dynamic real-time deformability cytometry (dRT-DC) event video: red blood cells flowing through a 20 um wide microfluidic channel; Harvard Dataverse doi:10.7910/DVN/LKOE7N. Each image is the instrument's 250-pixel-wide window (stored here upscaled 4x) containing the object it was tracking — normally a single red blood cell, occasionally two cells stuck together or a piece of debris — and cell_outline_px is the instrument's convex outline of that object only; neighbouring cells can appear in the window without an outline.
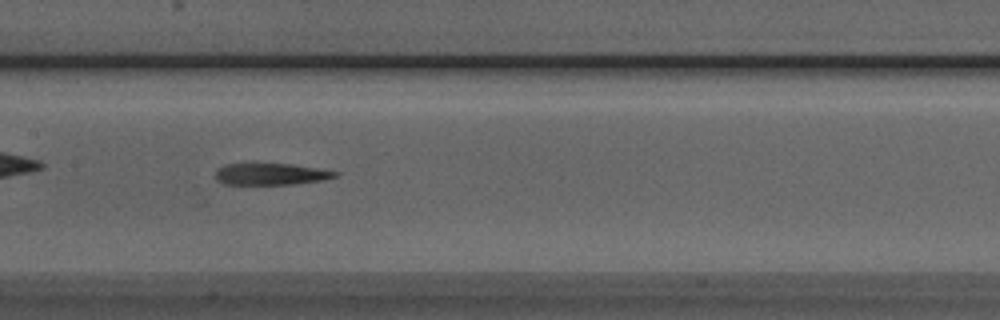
{"species": "Egyptian fruit bat (a non-hibernating species)", "species_latin": "Rousettus aegyptiacus", "temperature_condition": "room temperature", "stored_images_in_passage": 38, "camera_frame_rate_fps": 3000, "um_per_image_px": 0.085, "animal": {"sex": "male"}, "frame": {"image": 1, "passage_image": 11, "time_ms": 3.333, "image_size_px": [1000, 320], "cell_outline_px": [[340, 172], [336, 176], [320, 180], [292, 184], [224, 184], [216, 180], [216, 168], [224, 164], [256, 160], [292, 164]], "centroid_in_image_um": [22.9, 14.73], "position_along_channel_um": 184.5, "area_um2": 15.9}}
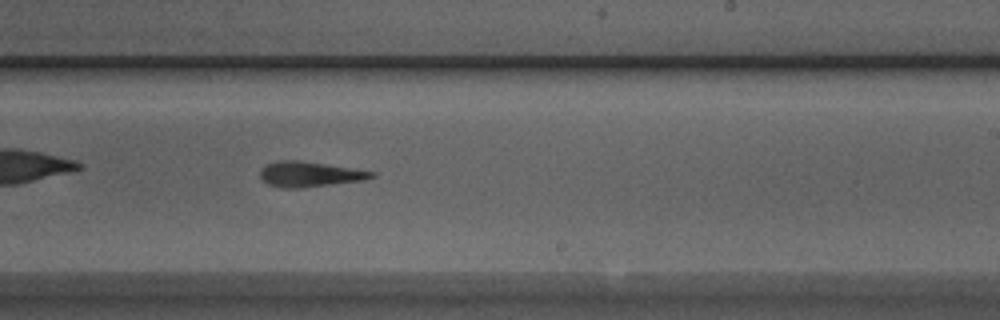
{"frame": {"image": 2, "passage_image": 17, "time_ms": 5.333, "image_size_px": [1000, 320], "cell_outline_px": [[376, 176], [364, 180], [300, 188], [280, 188], [268, 184], [260, 176], [260, 168], [268, 164], [280, 160], [296, 160], [324, 164], [376, 172]], "centroid_in_image_um": [26.3, 14.82], "position_along_channel_um": 262.7, "area_um2": 16.18}}
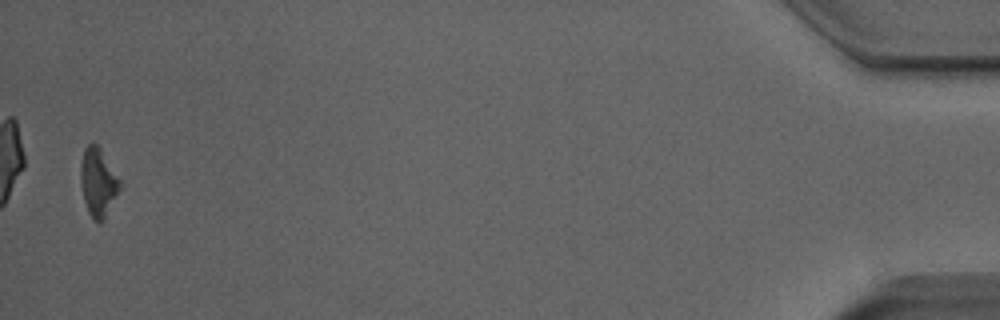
{"frame": {"image": 3, "passage_image": 37, "time_ms": 12.0, "image_size_px": [1000, 320], "cell_outline_px": [[124, 184], [104, 220], [100, 224], [88, 212], [84, 200], [80, 180], [80, 164], [84, 148], [88, 144], [96, 144], [100, 148]], "centroid_in_image_um": [8.37, 15.5], "position_along_channel_um": 426.8, "area_um2": 15.9}, "authors_computed_cell_mechanics": {"area_um2": 16.2418, "velocity_mm_per_s": 3.9279, "shape_relaxation_time_tau1_ms": 7.8328, "shape_relaxation_time_tau2_ms": 9.6557, "deformation_change_tau1": 0.2358, "deformation_change_tau2": 0.3195}}